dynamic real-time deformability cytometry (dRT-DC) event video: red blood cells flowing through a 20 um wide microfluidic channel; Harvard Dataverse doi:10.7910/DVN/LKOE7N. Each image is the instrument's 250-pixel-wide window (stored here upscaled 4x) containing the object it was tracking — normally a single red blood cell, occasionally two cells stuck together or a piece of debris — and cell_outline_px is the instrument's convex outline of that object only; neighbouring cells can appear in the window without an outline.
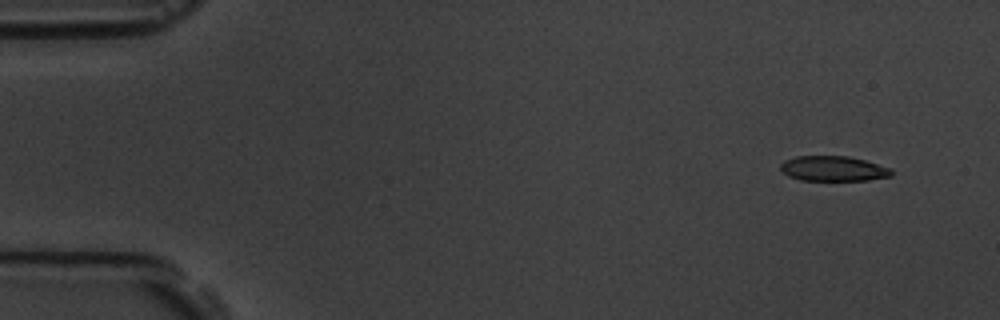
{"species": "common noctule bat (a hibernating species)", "species_latin": "Nyctalus noctula", "temperature_condition": "room temperature", "stored_images_in_passage": 10, "camera_frame_rate_fps": 3000, "um_per_image_px": 0.085, "animal": {"sex": "male", "body_mass_g": 19.5, "forearm_length_mm": 54.6}, "frame": {"image": 1, "passage_image": 1, "time_ms": 0.0, "image_size_px": [1000, 320], "cell_outline_px": [[892, 176], [868, 180], [800, 180], [788, 176], [780, 168], [780, 164], [784, 160], [796, 156], [848, 156], [864, 160], [892, 168]], "centroid_in_image_um": [70.83, 14.33], "position_along_channel_um": 14.2, "area_um2": 16.24}}
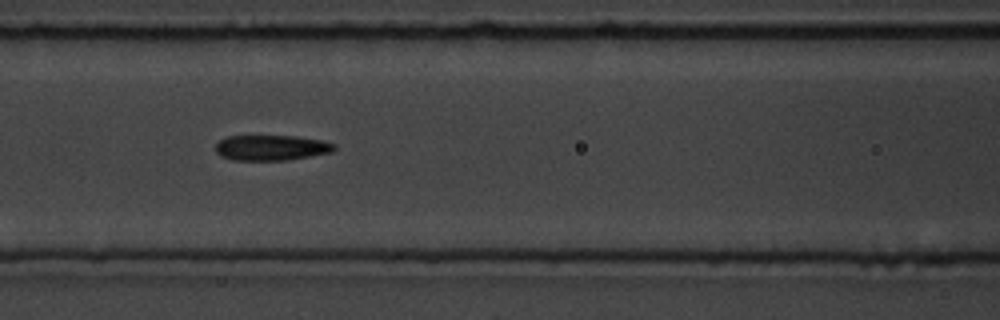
{"frame": {"image": 2, "passage_image": 7, "time_ms": 6.667, "image_size_px": [1000, 320], "cell_outline_px": [[336, 148], [332, 152], [288, 160], [232, 160], [220, 156], [216, 152], [216, 144], [220, 140], [228, 136], [296, 136], [320, 140], [336, 144]], "centroid_in_image_um": [23.06, 12.56], "position_along_channel_um": 143.5, "area_um2": 17.57}}
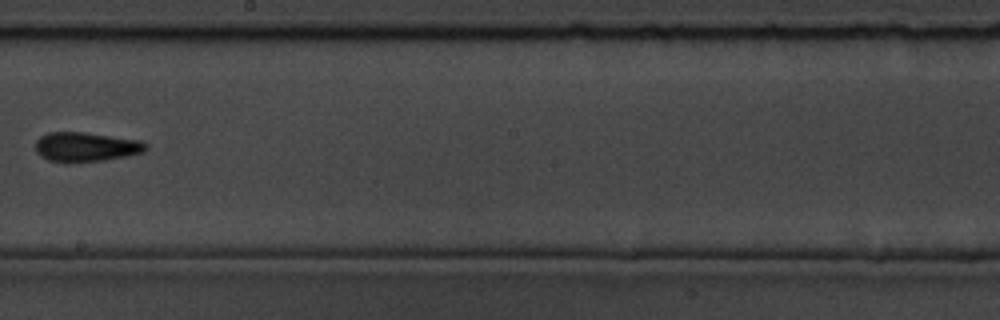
{"frame": {"image": 3, "passage_image": 9, "time_ms": 9.333, "image_size_px": [1000, 320], "cell_outline_px": [[148, 148], [144, 152], [128, 156], [104, 160], [68, 164], [48, 160], [40, 156], [36, 152], [36, 140], [40, 136], [48, 132], [84, 132], [140, 140], [148, 144]], "centroid_in_image_um": [7.3, 12.5], "position_along_channel_um": 240.9, "area_um2": 19.36}}